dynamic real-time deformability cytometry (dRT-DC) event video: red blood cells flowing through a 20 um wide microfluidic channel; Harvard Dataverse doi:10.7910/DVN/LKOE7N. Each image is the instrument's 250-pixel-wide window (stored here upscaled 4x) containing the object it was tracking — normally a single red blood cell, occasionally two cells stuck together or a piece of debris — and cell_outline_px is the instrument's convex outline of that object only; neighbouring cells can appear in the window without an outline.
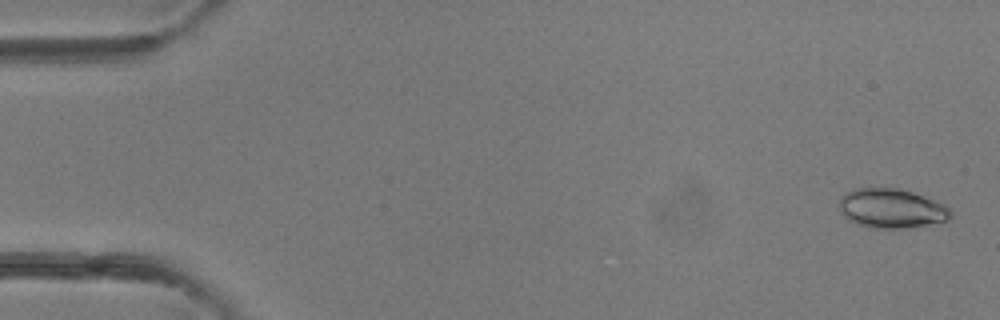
{"species": "common noctule bat (a hibernating species)", "species_latin": "Nyctalus noctula", "temperature_condition": "room temperature", "stored_images_in_passage": 4, "camera_frame_rate_fps": 3000, "um_per_image_px": 0.085, "animal": {"sex": "female"}, "frame": {"image": 1, "passage_image": 1, "time_ms": 0.0, "image_size_px": [1000, 320], "cell_outline_px": [[952, 216], [948, 220], [908, 228], [868, 228], [856, 224], [848, 220], [840, 212], [840, 196], [844, 192], [856, 188], [900, 188], [912, 192], [944, 204], [952, 212]], "centroid_in_image_um": [75.74, 17.72], "position_along_channel_um": 9.3, "area_um2": 25.72}}
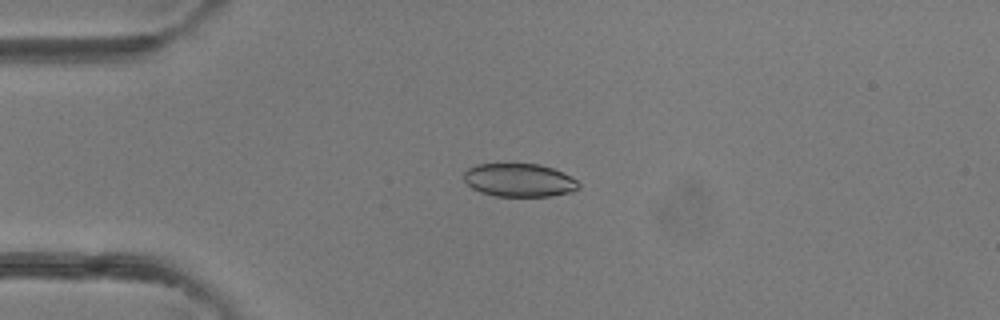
{"frame": {"image": 2, "passage_image": 3, "time_ms": 3.0, "image_size_px": [1000, 320], "cell_outline_px": [[580, 188], [572, 192], [552, 196], [496, 196], [480, 192], [472, 188], [464, 180], [464, 172], [468, 168], [476, 164], [540, 164], [552, 168], [576, 180], [580, 184]], "centroid_in_image_um": [44.12, 15.32], "position_along_channel_um": 40.9, "area_um2": 22.2}}
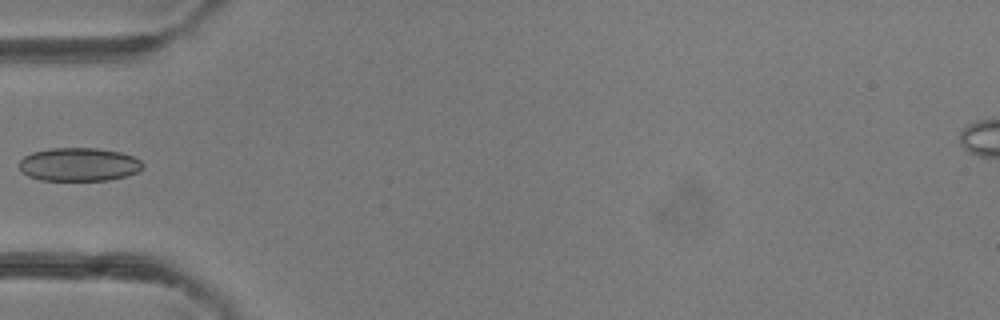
{"frame": {"image": 3, "passage_image": 4, "time_ms": 4.333, "image_size_px": [1000, 320], "cell_outline_px": [[144, 168], [136, 172], [124, 176], [108, 180], [40, 180], [28, 176], [20, 168], [20, 160], [24, 156], [32, 152], [48, 148], [96, 148], [120, 152], [132, 156], [140, 160], [144, 164]], "centroid_in_image_um": [6.71, 13.97], "position_along_channel_um": 78.3, "area_um2": 23.99}}